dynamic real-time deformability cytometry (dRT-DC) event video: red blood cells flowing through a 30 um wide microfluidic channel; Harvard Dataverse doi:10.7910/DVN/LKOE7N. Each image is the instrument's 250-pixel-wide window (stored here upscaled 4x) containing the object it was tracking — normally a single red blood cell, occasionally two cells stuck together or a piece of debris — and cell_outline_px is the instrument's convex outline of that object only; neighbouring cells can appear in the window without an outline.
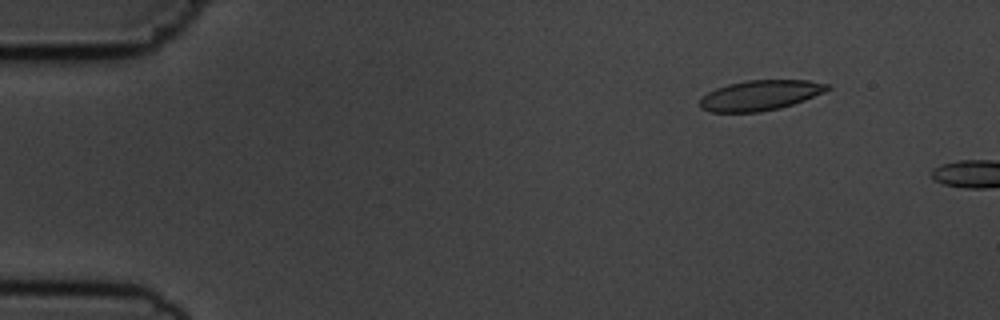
{"species": "common noctule bat (a hibernating species)", "species_latin": "Nyctalus noctula", "temperature_condition": "cold", "stored_images_in_passage": 3, "camera_frame_rate_fps": 3000, "um_per_image_px": 0.085, "animal": {"sex": "male", "body_mass_g": 19.5, "forearm_length_mm": 54.6}, "frame": {"image": 1, "passage_image": 2, "time_ms": 1.0, "image_size_px": [1000, 320], "cell_outline_px": [[832, 88], [824, 92], [804, 100], [780, 108], [760, 112], [708, 112], [700, 108], [700, 100], [708, 92], [716, 88], [728, 84], [748, 80], [808, 80], [832, 84]], "centroid_in_image_um": [64.64, 8.1], "position_along_channel_um": 20.4, "area_um2": 22.48}}